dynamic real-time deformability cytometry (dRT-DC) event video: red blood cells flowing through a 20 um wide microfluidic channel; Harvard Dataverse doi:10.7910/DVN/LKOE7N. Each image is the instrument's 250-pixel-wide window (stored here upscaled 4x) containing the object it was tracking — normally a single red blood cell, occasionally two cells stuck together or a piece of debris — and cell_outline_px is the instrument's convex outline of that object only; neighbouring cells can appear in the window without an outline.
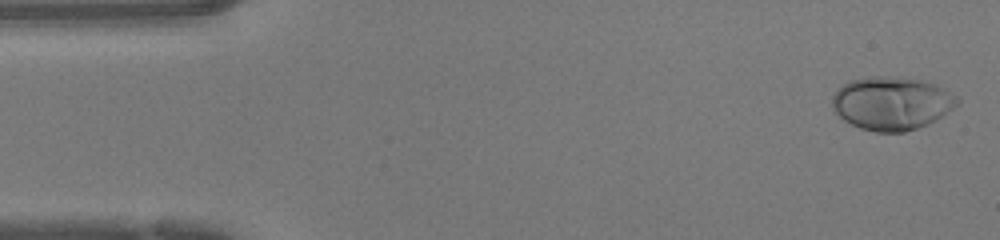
{"species": "human", "species_latin": "Homo sapiens", "temperature_condition": "warm", "stored_images_in_passage": 46, "camera_frame_rate_fps": 3000, "um_per_image_px": 0.085, "donor": {"sex": "female"}, "frame": {"image": 1, "passage_image": 1, "time_ms": 0.0, "image_size_px": [1000, 240], "cell_outline_px": [[960, 100], [952, 108], [936, 120], [928, 124], [904, 132], [876, 132], [860, 128], [844, 120], [832, 108], [832, 96], [836, 88], [848, 80], [872, 76], [888, 76], [920, 80], [936, 84], [960, 96]], "centroid_in_image_um": [75.78, 8.76], "position_along_channel_um": 9.2, "area_um2": 39.02}}
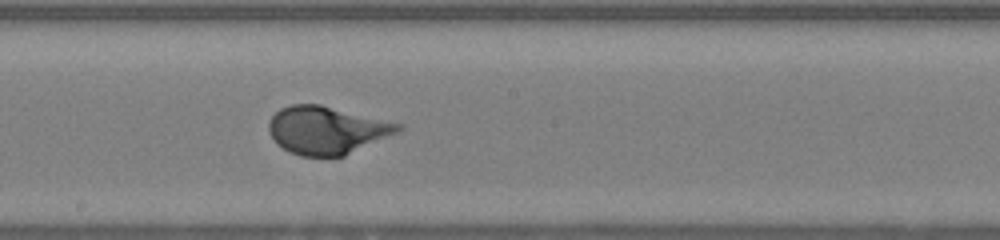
{"frame": {"image": 2, "passage_image": 24, "time_ms": 7.667, "image_size_px": [1000, 240], "cell_outline_px": [[404, 128], [396, 132], [344, 156], [300, 156], [288, 152], [276, 144], [268, 128], [268, 120], [280, 108], [292, 104], [320, 104], [404, 124]], "centroid_in_image_um": [27.74, 11.05], "position_along_channel_um": 220.5, "area_um2": 35.95}}
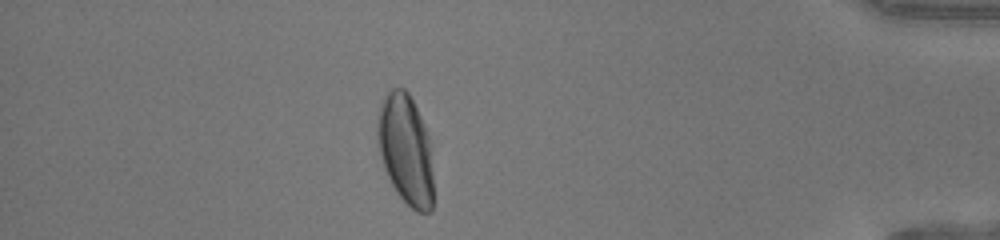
{"frame": {"image": 3, "passage_image": 40, "time_ms": 13.0, "image_size_px": [1000, 240], "cell_outline_px": [[432, 208], [428, 212], [416, 212], [396, 192], [384, 168], [376, 140], [376, 120], [384, 96], [392, 88], [404, 88], [408, 92], [428, 132], [432, 176]], "centroid_in_image_um": [34.45, 12.69], "position_along_channel_um": 400.7, "area_um2": 35.72}, "authors_computed_cell_mechanics": {"area_um2": 35.6915, "velocity_mm_per_s": 4.2574, "shape_relaxation_time_tau1_ms": 3.2834, "shape_relaxation_time_tau2_ms": null, "deformation_change_tau1": 0.1607, "deformation_change_tau2": null}}